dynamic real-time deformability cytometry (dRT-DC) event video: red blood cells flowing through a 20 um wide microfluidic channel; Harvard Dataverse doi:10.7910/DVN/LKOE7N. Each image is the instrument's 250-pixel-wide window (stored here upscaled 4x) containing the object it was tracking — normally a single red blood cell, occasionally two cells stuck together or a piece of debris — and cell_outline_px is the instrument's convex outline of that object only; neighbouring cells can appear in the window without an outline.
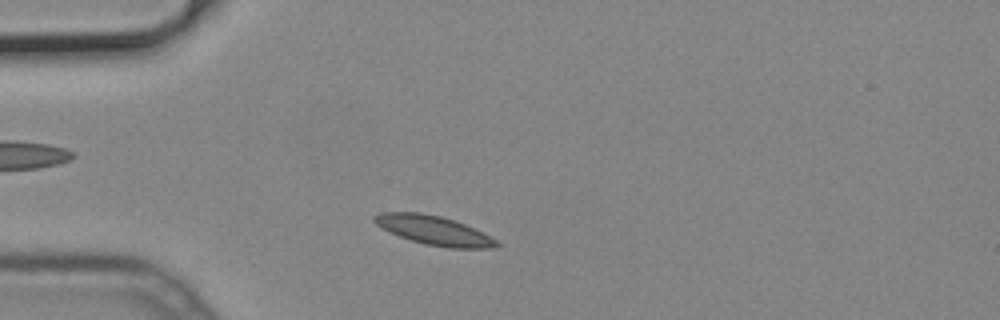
{"species": "common noctule bat (a hibernating species)", "species_latin": "Nyctalus noctula", "temperature_condition": "cold", "stored_images_in_passage": 43, "camera_frame_rate_fps": 3000, "um_per_image_px": 0.085, "animal": {"sex": "male", "body_mass_g": 19.2, "forearm_length_mm": 51.8}, "frame": {"image": 1, "passage_image": 5, "time_ms": 1.333, "image_size_px": [1000, 320], "cell_outline_px": [[504, 244], [500, 248], [448, 248], [424, 244], [388, 232], [376, 224], [372, 220], [372, 216], [380, 212], [420, 212], [440, 216], [464, 224]], "centroid_in_image_um": [36.87, 19.59], "position_along_channel_um": 48.1, "area_um2": 20.69}}
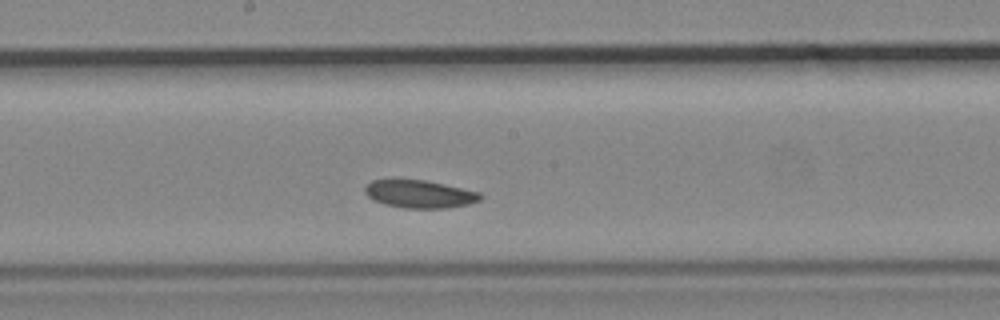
{"frame": {"image": 2, "passage_image": 19, "time_ms": 6.0, "image_size_px": [1000, 320], "cell_outline_px": [[484, 196], [480, 200], [468, 204], [444, 208], [404, 208], [384, 204], [372, 200], [364, 192], [364, 188], [372, 180], [424, 180], [444, 184], [480, 192]], "centroid_in_image_um": [35.67, 16.5], "position_along_channel_um": 212.5, "area_um2": 18.61}}
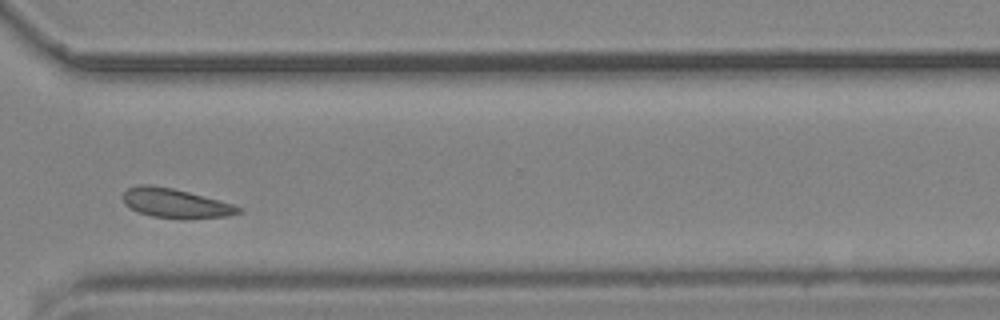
{"frame": {"image": 3, "passage_image": 30, "time_ms": 9.667, "image_size_px": [1000, 320], "cell_outline_px": [[240, 212], [228, 216], [184, 220], [152, 216], [140, 212], [124, 204], [124, 192], [128, 188], [140, 184], [148, 184], [172, 188], [188, 192], [232, 204], [240, 208]], "centroid_in_image_um": [14.9, 17.29], "position_along_channel_um": 355.7, "area_um2": 19.54}}